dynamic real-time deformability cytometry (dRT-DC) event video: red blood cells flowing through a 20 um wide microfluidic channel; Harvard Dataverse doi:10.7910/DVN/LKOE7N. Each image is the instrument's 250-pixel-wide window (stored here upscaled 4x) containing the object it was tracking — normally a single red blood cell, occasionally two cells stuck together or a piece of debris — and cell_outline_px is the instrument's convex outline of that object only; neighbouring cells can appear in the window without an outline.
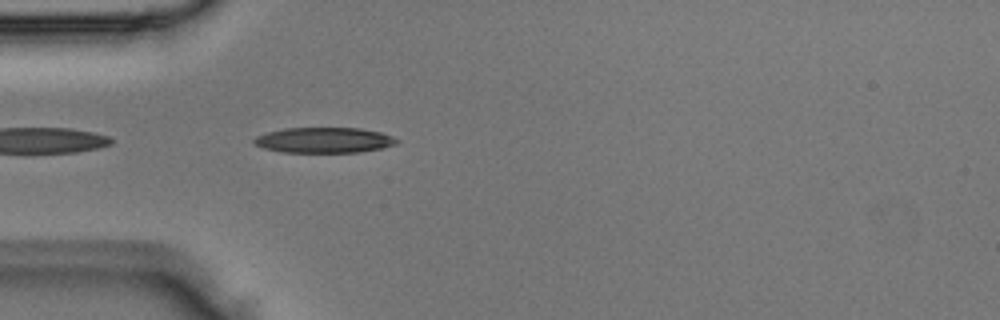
{"species": "Egyptian fruit bat (a non-hibernating species)", "species_latin": "Rousettus aegyptiacus", "temperature_condition": "room temperature", "stored_images_in_passage": 4, "camera_frame_rate_fps": 3000, "um_per_image_px": 0.085, "animal": {"sex": "male"}, "frame": {"image": 1, "passage_image": 4, "time_ms": 1.0, "image_size_px": [1000, 320], "cell_outline_px": [[400, 140], [396, 144], [380, 148], [360, 152], [280, 152], [264, 148], [252, 144], [252, 140], [256, 136], [268, 132], [284, 128], [360, 128], [380, 132], [392, 136]], "centroid_in_image_um": [27.52, 11.91], "position_along_channel_um": 57.5, "area_um2": 21.21}}